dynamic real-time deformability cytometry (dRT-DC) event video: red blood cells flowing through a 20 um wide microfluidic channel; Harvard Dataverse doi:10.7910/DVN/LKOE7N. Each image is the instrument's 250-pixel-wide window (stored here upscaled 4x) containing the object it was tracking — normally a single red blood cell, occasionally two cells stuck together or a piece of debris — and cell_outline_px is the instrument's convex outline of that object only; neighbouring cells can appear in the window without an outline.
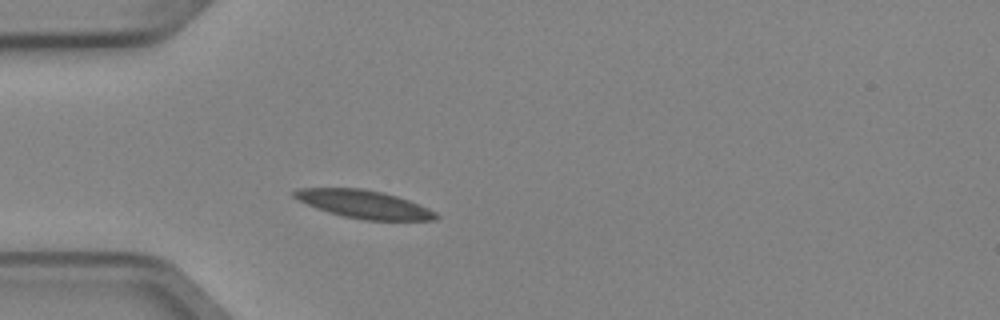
{"species": "Egyptian fruit bat (a non-hibernating species)", "species_latin": "Rousettus aegyptiacus", "temperature_condition": "cold", "stored_images_in_passage": 5, "camera_frame_rate_fps": 3000, "um_per_image_px": 0.085, "animal": {"sex": "female"}, "frame": {"image": 1, "passage_image": 5, "time_ms": 1.333, "image_size_px": [1000, 320], "cell_outline_px": [[440, 216], [436, 220], [364, 220], [344, 216], [328, 212], [316, 208], [292, 196], [292, 192], [296, 188], [360, 188], [380, 192], [396, 196], [408, 200], [428, 208], [436, 212]], "centroid_in_image_um": [30.93, 17.36], "position_along_channel_um": 54.1, "area_um2": 22.95}}